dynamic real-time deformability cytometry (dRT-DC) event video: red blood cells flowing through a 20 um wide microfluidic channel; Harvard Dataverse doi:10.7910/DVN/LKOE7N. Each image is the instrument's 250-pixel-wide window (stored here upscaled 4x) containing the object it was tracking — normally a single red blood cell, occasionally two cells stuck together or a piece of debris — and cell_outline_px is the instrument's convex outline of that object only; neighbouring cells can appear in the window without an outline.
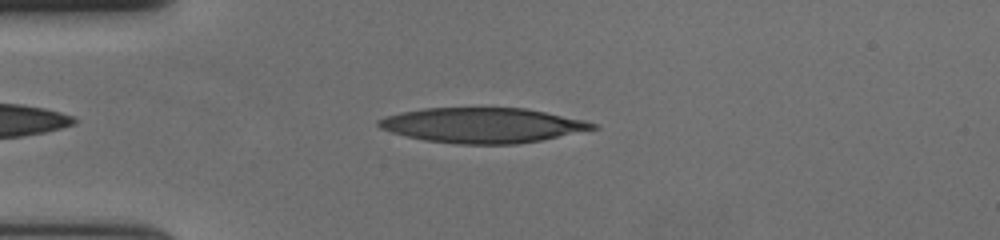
{"species": "human", "species_latin": "Homo sapiens", "temperature_condition": "cold", "stored_images_in_passage": 42, "camera_frame_rate_fps": 3000, "um_per_image_px": 0.085, "donor": {"sex": "female"}, "frame": {"image": 1, "passage_image": 5, "time_ms": 1.333, "image_size_px": [1000, 240], "cell_outline_px": [[600, 128], [540, 140], [516, 144], [460, 144], [424, 140], [392, 132], [380, 128], [376, 124], [376, 120], [400, 112], [424, 108], [524, 108], [584, 120], [596, 124]], "centroid_in_image_um": [41.0, 10.65], "position_along_channel_um": 44.0, "area_um2": 43.41}}
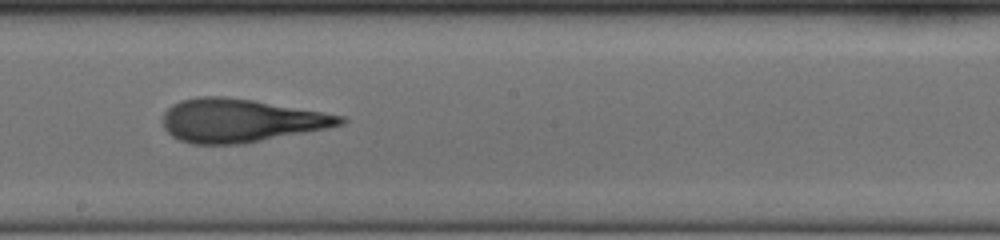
{"frame": {"image": 2, "passage_image": 22, "time_ms": 7.0, "image_size_px": [1000, 240], "cell_outline_px": [[348, 120], [344, 124], [244, 144], [192, 144], [180, 140], [172, 136], [164, 128], [164, 112], [172, 104], [180, 100], [196, 96], [224, 96], [252, 100], [344, 116]], "centroid_in_image_um": [20.4, 10.24], "position_along_channel_um": 227.8, "area_um2": 44.45}}
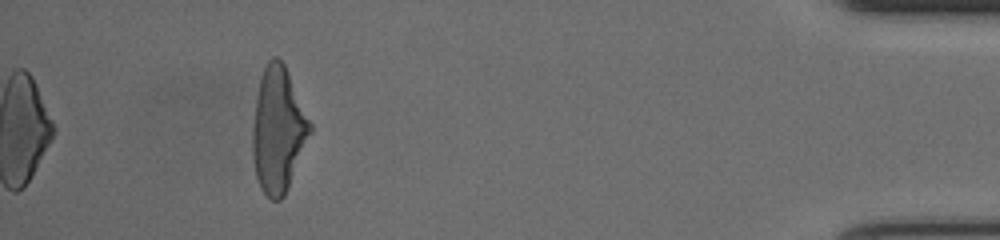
{"frame": {"image": 3, "passage_image": 42, "time_ms": 13.667, "image_size_px": [1000, 240], "cell_outline_px": [[312, 132], [288, 188], [284, 196], [280, 200], [272, 200], [260, 188], [256, 176], [252, 152], [252, 132], [256, 100], [260, 80], [264, 68], [268, 60], [272, 56], [276, 56], [284, 64], [288, 72], [312, 124]], "centroid_in_image_um": [23.65, 11.06], "position_along_channel_um": 411.5, "area_um2": 41.73}, "authors_computed_cell_mechanics": {"area_um2": 43.4656, "velocity_mm_per_s": 3.6703, "shape_relaxation_time_tau1_ms": 5.0583, "shape_relaxation_time_tau2_ms": 2.0423, "deformation_change_tau1": 0.2258, "deformation_change_tau2": 0.129}}